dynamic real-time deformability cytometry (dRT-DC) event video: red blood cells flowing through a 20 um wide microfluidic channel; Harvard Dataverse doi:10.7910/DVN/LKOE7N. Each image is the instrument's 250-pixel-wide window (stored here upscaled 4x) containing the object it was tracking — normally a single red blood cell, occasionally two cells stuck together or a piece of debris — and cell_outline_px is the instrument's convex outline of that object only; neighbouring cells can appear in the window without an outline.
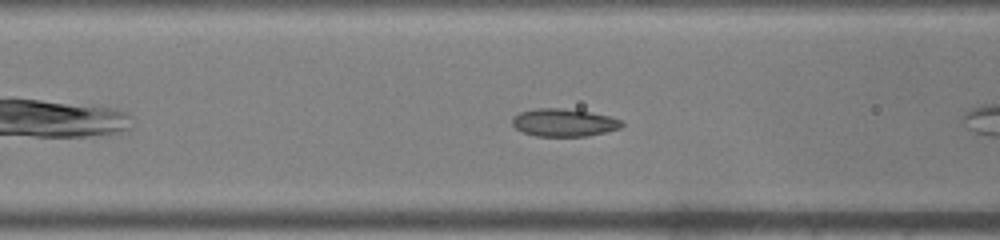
{"species": "common noctule bat (a hibernating species)", "species_latin": "Nyctalus noctula", "temperature_condition": "warm", "stored_images_in_passage": 37, "camera_frame_rate_fps": 3000, "um_per_image_px": 0.085, "animal": {"sex": "male", "body_mass_g": 19.0, "forearm_length_mm": 50.8}, "frame": {"image": 1, "passage_image": 6, "time_ms": 1.667, "image_size_px": [1000, 240], "cell_outline_px": [[624, 124], [620, 128], [608, 132], [588, 136], [536, 136], [524, 132], [516, 128], [512, 124], [512, 116], [520, 112], [536, 108], [564, 108], [588, 112], [608, 116], [620, 120]], "centroid_in_image_um": [47.92, 10.42], "position_along_channel_um": 118.7, "area_um2": 17.69}}
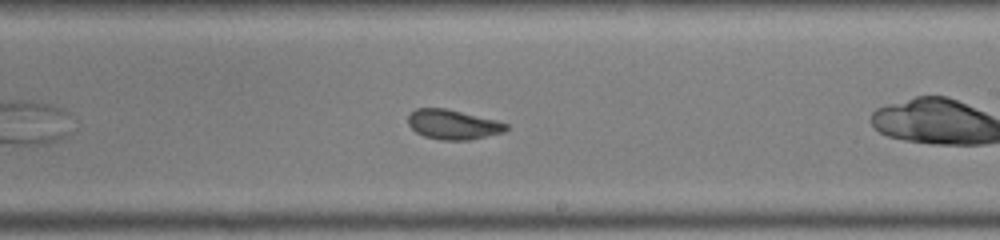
{"frame": {"image": 2, "passage_image": 16, "time_ms": 5.0, "image_size_px": [1000, 240], "cell_outline_px": [[508, 128], [504, 132], [468, 140], [440, 140], [424, 136], [416, 132], [408, 124], [408, 116], [416, 108], [444, 108], [496, 120], [508, 124]], "centroid_in_image_um": [38.49, 10.59], "position_along_channel_um": 250.5, "area_um2": 16.82}, "authors_computed_cell_mechanics": {"area_um2": 17.6868, "velocity_mm_per_s": 3.9658, "shape_relaxation_time_tau1_ms": null, "shape_relaxation_time_tau2_ms": 1.4777, "deformation_change_tau1": null, "deformation_change_tau2": 0.0675}}